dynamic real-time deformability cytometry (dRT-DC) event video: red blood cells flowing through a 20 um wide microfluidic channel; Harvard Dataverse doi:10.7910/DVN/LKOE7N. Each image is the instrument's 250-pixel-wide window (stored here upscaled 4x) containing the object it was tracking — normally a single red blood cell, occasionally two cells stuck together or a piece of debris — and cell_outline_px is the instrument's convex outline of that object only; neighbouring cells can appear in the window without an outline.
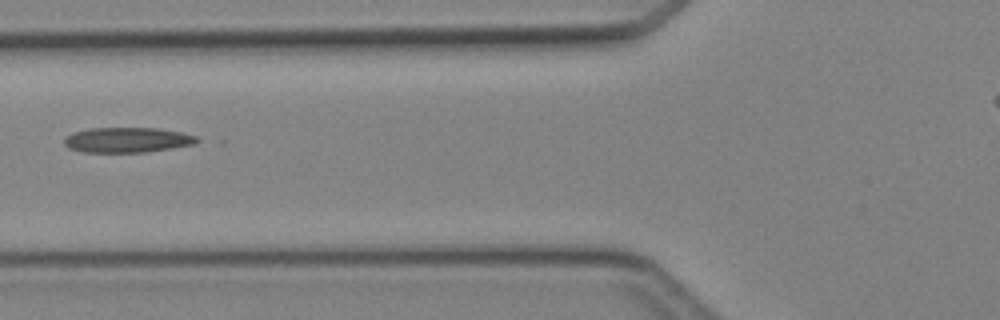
{"species": "Egyptian fruit bat (a non-hibernating species)", "species_latin": "Rousettus aegyptiacus", "temperature_condition": "cold", "stored_images_in_passage": 6, "camera_frame_rate_fps": 3000, "um_per_image_px": 0.085, "animal": {"sex": "female"}, "frame": {"image": 1, "passage_image": 5, "time_ms": 5.667, "image_size_px": [1000, 320], "cell_outline_px": [[204, 140], [196, 144], [172, 148], [144, 152], [84, 152], [68, 148], [64, 144], [64, 136], [72, 132], [92, 128], [160, 128], [180, 132], [196, 136]], "centroid_in_image_um": [10.84, 11.89], "position_along_channel_um": 115.0, "area_um2": 19.65}}
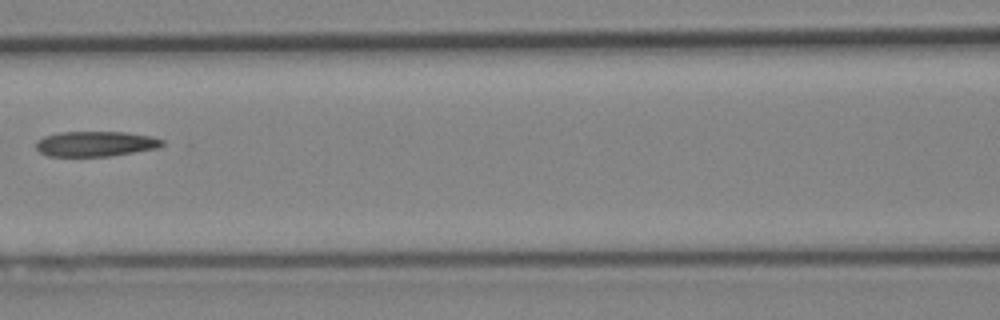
{"frame": {"image": 2, "passage_image": 6, "time_ms": 6.667, "image_size_px": [1000, 320], "cell_outline_px": [[164, 144], [156, 148], [112, 156], [48, 156], [40, 152], [36, 148], [36, 140], [44, 136], [56, 132], [124, 132], [152, 136], [164, 140]], "centroid_in_image_um": [8.1, 12.22], "position_along_channel_um": 158.5, "area_um2": 18.61}}